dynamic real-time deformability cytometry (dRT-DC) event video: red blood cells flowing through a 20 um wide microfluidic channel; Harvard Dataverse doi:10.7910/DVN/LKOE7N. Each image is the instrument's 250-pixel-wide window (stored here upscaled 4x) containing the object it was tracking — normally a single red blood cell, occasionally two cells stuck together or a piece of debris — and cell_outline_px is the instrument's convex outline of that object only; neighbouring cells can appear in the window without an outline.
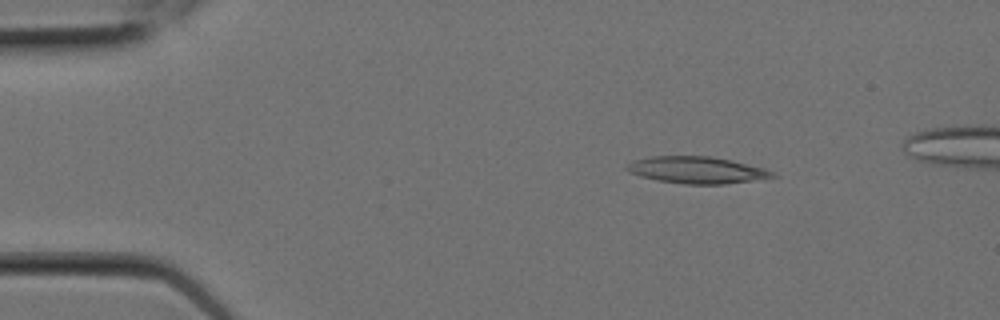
{"species": "Egyptian fruit bat (a non-hibernating species)", "species_latin": "Rousettus aegyptiacus", "temperature_condition": "room temperature", "stored_images_in_passage": 9, "camera_frame_rate_fps": 3000, "um_per_image_px": 0.085, "animal": {"sex": "female"}, "frame": {"image": 1, "passage_image": 3, "time_ms": 0.667, "image_size_px": [1000, 320], "cell_outline_px": [[780, 176], [724, 184], [684, 184], [656, 180], [640, 176], [628, 172], [624, 168], [628, 164], [636, 160], [652, 156], [712, 156], [732, 160], [764, 168], [776, 172]], "centroid_in_image_um": [59.25, 14.45], "position_along_channel_um": 25.7, "area_um2": 22.83}}
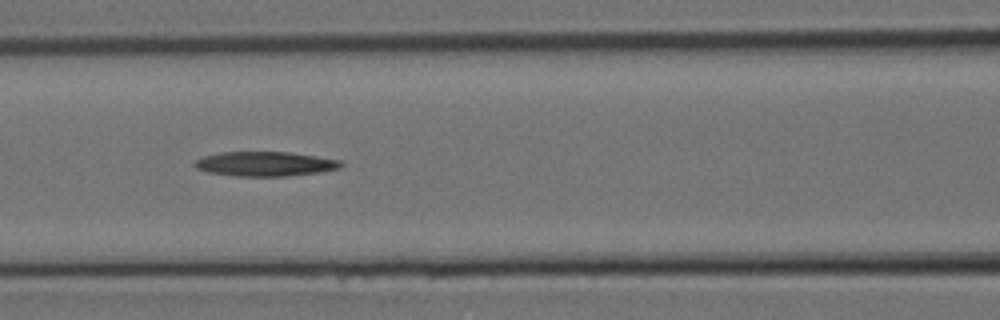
{"frame": {"image": 2, "passage_image": 8, "time_ms": 2.333, "image_size_px": [1000, 320], "cell_outline_px": [[344, 164], [340, 168], [320, 172], [284, 176], [236, 176], [208, 172], [196, 168], [192, 164], [196, 160], [204, 156], [220, 152], [288, 152], [344, 160]], "centroid_in_image_um": [22.56, 13.93], "position_along_channel_um": 144.0, "area_um2": 20.98}}
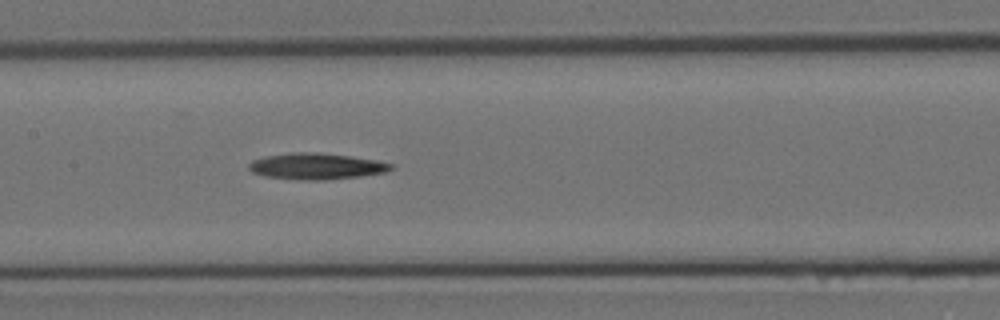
{"frame": {"image": 3, "passage_image": 9, "time_ms": 2.667, "image_size_px": [1000, 320], "cell_outline_px": [[396, 168], [384, 172], [360, 176], [324, 180], [300, 180], [264, 176], [252, 172], [248, 168], [248, 164], [252, 160], [264, 156], [288, 152], [316, 152], [348, 156], [376, 160], [392, 164]], "centroid_in_image_um": [26.84, 14.13], "position_along_channel_um": 180.6, "area_um2": 21.79}}